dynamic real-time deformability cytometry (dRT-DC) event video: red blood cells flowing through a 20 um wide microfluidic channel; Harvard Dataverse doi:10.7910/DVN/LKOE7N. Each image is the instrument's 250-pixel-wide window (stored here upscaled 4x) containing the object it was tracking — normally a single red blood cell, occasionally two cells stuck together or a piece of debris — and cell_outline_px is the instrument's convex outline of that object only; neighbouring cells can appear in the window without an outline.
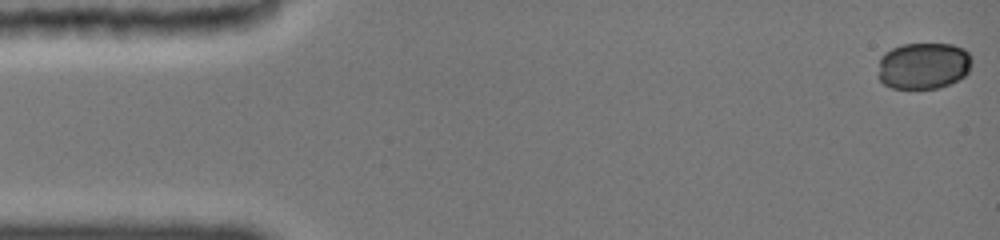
{"species": "common noctule bat (a hibernating species)", "species_latin": "Nyctalus noctula", "temperature_condition": "cold", "stored_images_in_passage": 61, "camera_frame_rate_fps": 3000, "um_per_image_px": 0.085, "animal": {"sex": "female", "body_mass_g": 19.0, "forearm_length_mm": 51.5}, "frame": {"image": 1, "passage_image": 1, "time_ms": 0.0, "image_size_px": [1000, 240], "cell_outline_px": [[972, 64], [968, 72], [964, 76], [940, 88], [892, 88], [884, 84], [876, 76], [880, 56], [884, 52], [900, 44], [952, 44], [964, 48], [972, 56]], "centroid_in_image_um": [78.47, 5.58], "position_along_channel_um": 6.5, "area_um2": 25.89}}
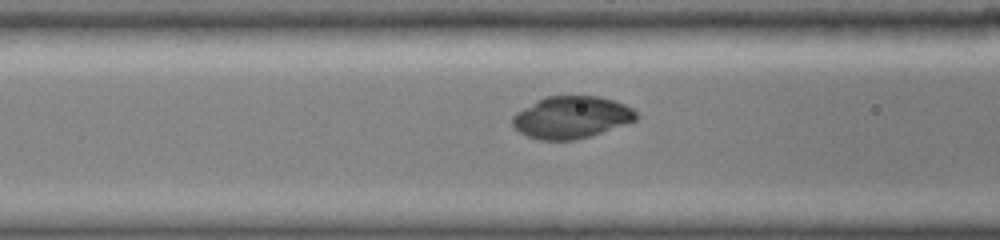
{"frame": {"image": 2, "passage_image": 25, "time_ms": 6.0, "image_size_px": [1000, 240], "cell_outline_px": [[636, 120], [588, 136], [572, 140], [544, 140], [528, 136], [520, 132], [512, 124], [512, 116], [516, 112], [536, 100], [544, 96], [596, 96], [612, 100], [624, 104], [632, 108], [636, 112]], "centroid_in_image_um": [48.52, 9.95], "position_along_channel_um": 118.1, "area_um2": 29.94}}
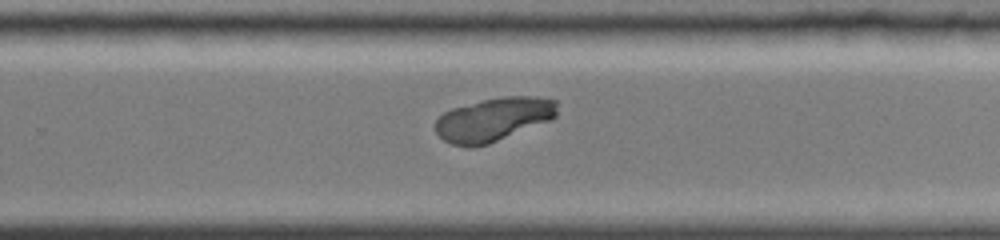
{"frame": {"image": 3, "passage_image": 43, "time_ms": 10.333, "image_size_px": [1000, 240], "cell_outline_px": [[556, 116], [548, 120], [488, 144], [452, 144], [444, 140], [436, 132], [436, 120], [444, 112], [452, 108], [484, 100], [504, 96], [536, 96], [556, 100]], "centroid_in_image_um": [41.96, 10.11], "position_along_channel_um": 287.8, "area_um2": 29.94}}